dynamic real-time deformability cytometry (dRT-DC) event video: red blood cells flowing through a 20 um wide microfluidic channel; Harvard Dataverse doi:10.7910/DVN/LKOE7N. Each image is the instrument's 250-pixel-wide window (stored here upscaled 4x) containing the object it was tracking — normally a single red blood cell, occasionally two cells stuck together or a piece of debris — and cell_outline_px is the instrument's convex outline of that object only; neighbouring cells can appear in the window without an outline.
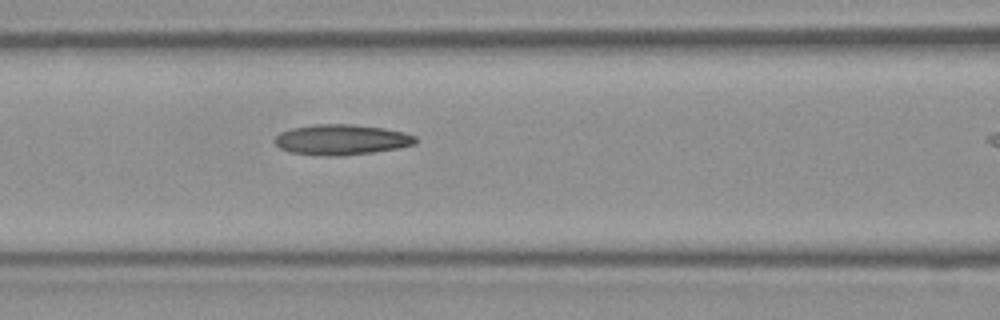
{"species": "Egyptian fruit bat (a non-hibernating species)", "species_latin": "Rousettus aegyptiacus", "temperature_condition": "room temperature", "stored_images_in_passage": 16, "camera_frame_rate_fps": 3000, "um_per_image_px": 0.085, "frame": {"image": 1, "passage_image": 12, "time_ms": 3.667, "image_size_px": [1000, 320], "cell_outline_px": [[416, 144], [396, 148], [372, 152], [344, 156], [316, 156], [288, 152], [280, 148], [272, 140], [280, 132], [292, 128], [316, 124], [356, 124], [384, 128], [404, 132], [416, 136]], "centroid_in_image_um": [28.99, 11.88], "position_along_channel_um": 137.6, "area_um2": 25.26}}